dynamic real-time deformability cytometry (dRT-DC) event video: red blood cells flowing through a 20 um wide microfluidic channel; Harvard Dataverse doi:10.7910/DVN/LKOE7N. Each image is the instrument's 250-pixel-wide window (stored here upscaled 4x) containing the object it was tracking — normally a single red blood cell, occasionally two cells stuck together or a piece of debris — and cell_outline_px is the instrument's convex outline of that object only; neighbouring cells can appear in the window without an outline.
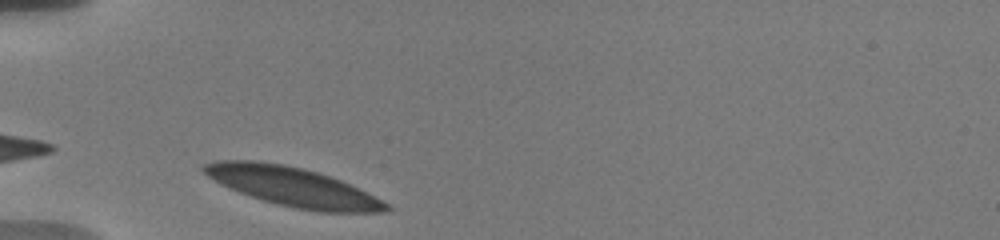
{"species": "human", "species_latin": "Homo sapiens", "temperature_condition": "warm", "stored_images_in_passage": 30, "camera_frame_rate_fps": 3000, "um_per_image_px": 0.085, "donor": {"sex": "male"}, "frame": {"image": 1, "passage_image": 1, "time_ms": 0.0, "image_size_px": [1000, 240], "cell_outline_px": [[392, 208], [388, 212], [320, 212], [296, 208], [276, 204], [240, 192], [208, 176], [200, 168], [204, 164], [216, 160], [252, 160], [284, 164], [304, 168], [340, 180], [388, 204]], "centroid_in_image_um": [24.88, 15.87], "position_along_channel_um": 60.1, "area_um2": 40.69}}
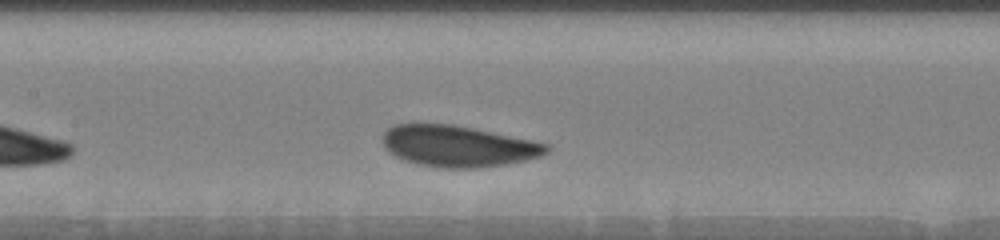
{"frame": {"image": 2, "passage_image": 11, "time_ms": 3.333, "image_size_px": [1000, 240], "cell_outline_px": [[548, 152], [540, 156], [524, 160], [504, 164], [476, 168], [440, 168], [416, 164], [404, 160], [388, 152], [384, 148], [380, 140], [380, 136], [388, 128], [396, 124], [452, 124], [532, 140], [548, 144]], "centroid_in_image_um": [38.86, 12.42], "position_along_channel_um": 168.5, "area_um2": 39.42}}
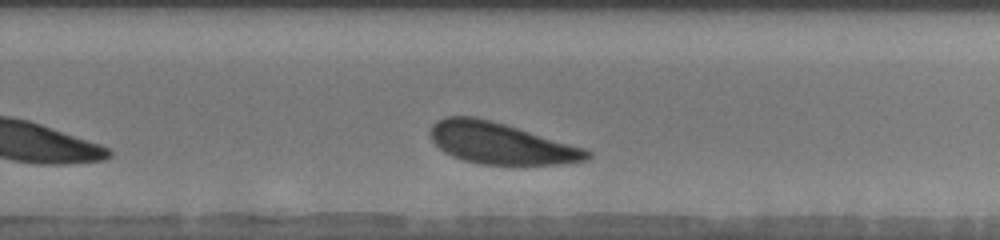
{"frame": {"image": 3, "passage_image": 21, "time_ms": 6.667, "image_size_px": [1000, 240], "cell_outline_px": [[592, 156], [588, 160], [560, 164], [512, 168], [480, 164], [464, 160], [452, 156], [444, 152], [432, 140], [428, 132], [432, 124], [436, 120], [444, 116], [476, 116], [492, 120], [584, 148], [592, 152]], "centroid_in_image_um": [42.57, 12.22], "position_along_channel_um": 287.2, "area_um2": 38.96}, "authors_computed_cell_mechanics": {"area_um2": 39.5063, "velocity_mm_per_s": 3.5715, "shape_relaxation_time_tau1_ms": 1.3053, "shape_relaxation_time_tau2_ms": null, "deformation_change_tau1": 0.0736, "deformation_change_tau2": null}}